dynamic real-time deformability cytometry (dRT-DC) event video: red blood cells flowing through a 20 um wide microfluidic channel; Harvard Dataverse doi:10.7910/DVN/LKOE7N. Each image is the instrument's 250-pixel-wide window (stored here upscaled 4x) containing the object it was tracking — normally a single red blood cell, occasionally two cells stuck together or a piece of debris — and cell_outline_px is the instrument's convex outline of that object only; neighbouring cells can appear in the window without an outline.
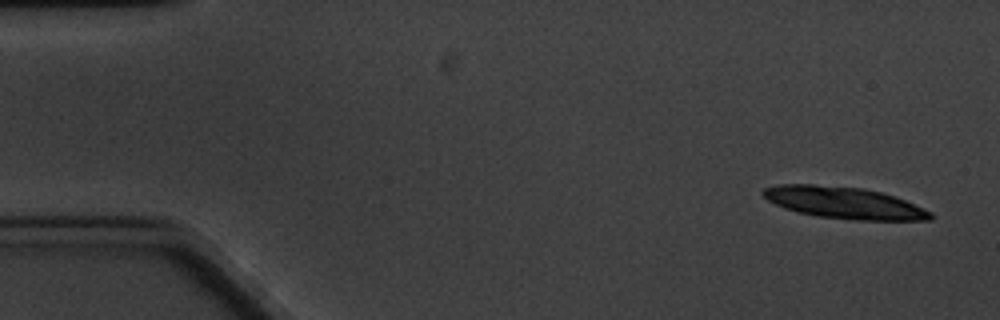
{"species": "common noctule bat (a hibernating species)", "species_latin": "Nyctalus noctula", "temperature_condition": "cold", "stored_images_in_passage": 8, "camera_frame_rate_fps": 3000, "um_per_image_px": 0.085, "animal": {"sex": "male", "body_mass_g": 20.1, "forearm_length_mm": 53.5}, "frame": {"image": 1, "passage_image": 1, "time_ms": 0.0, "image_size_px": [1000, 320], "cell_outline_px": [[936, 216], [932, 220], [852, 220], [816, 216], [796, 212], [784, 208], [768, 200], [760, 192], [764, 188], [780, 184], [816, 184], [864, 188], [896, 196], [932, 212]], "centroid_in_image_um": [71.76, 17.24], "position_along_channel_um": 13.2, "area_um2": 31.21}}
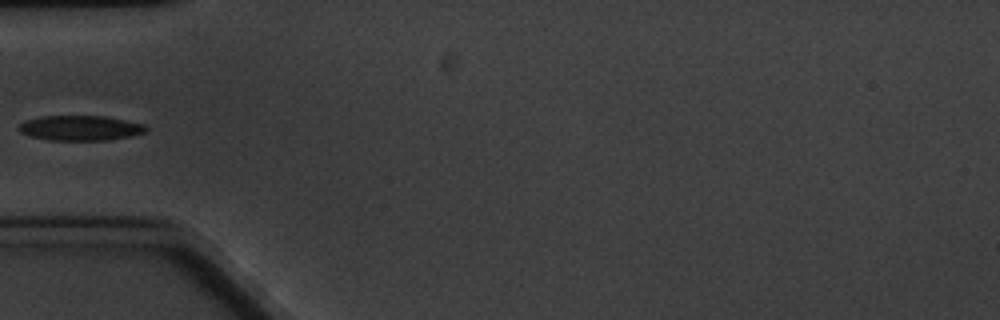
{"frame": {"image": 2, "passage_image": 6, "time_ms": 5.667, "image_size_px": [1000, 320], "cell_outline_px": [[148, 128], [144, 132], [128, 136], [108, 140], [48, 140], [28, 136], [20, 132], [16, 128], [24, 120], [40, 116], [104, 116], [144, 124]], "centroid_in_image_um": [6.74, 10.88], "position_along_channel_um": 78.3, "area_um2": 18.55}}